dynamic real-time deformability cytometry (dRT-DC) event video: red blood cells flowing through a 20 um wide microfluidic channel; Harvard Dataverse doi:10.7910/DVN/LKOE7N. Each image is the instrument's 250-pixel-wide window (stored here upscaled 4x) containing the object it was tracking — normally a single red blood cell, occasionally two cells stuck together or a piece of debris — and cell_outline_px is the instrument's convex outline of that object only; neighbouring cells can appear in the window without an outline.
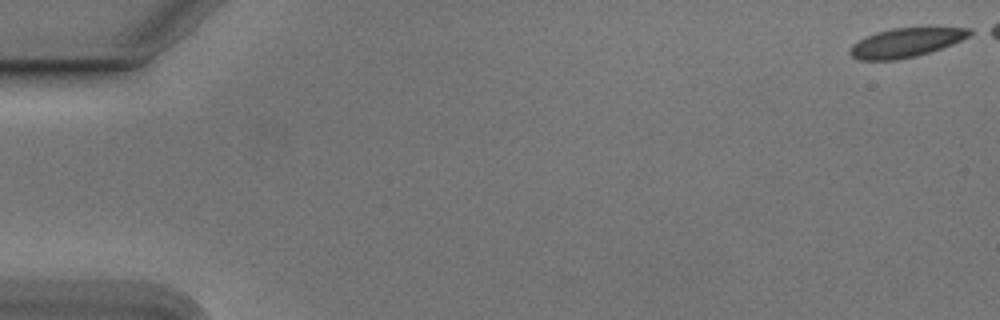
{"species": "Egyptian fruit bat (a non-hibernating species)", "species_latin": "Rousettus aegyptiacus", "temperature_condition": "cold", "stored_images_in_passage": 48, "camera_frame_rate_fps": 3000, "um_per_image_px": 0.085, "animal": {"sex": "male"}, "frame": {"image": 1, "passage_image": 1, "time_ms": 0.0, "image_size_px": [1000, 320], "cell_outline_px": [[976, 32], [952, 44], [916, 56], [896, 60], [860, 60], [852, 56], [848, 52], [852, 44], [876, 32], [892, 28], [972, 28]], "centroid_in_image_um": [76.99, 3.62], "position_along_channel_um": 8.0, "area_um2": 20.0}}
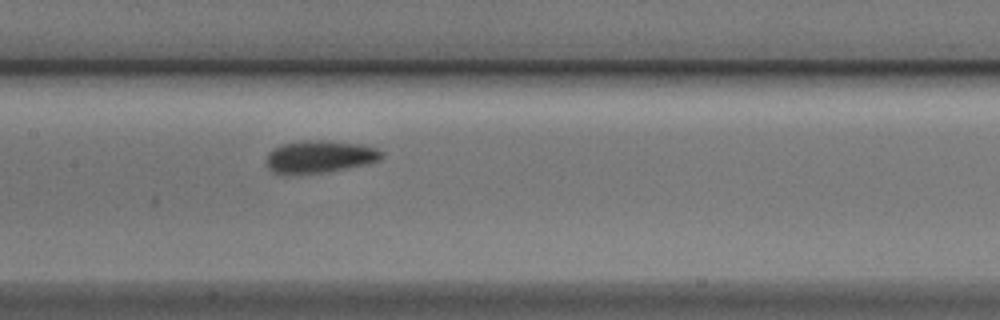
{"frame": {"image": 2, "passage_image": 27, "time_ms": 8.667, "image_size_px": [1000, 320], "cell_outline_px": [[384, 156], [380, 160], [364, 164], [324, 172], [284, 176], [272, 172], [268, 168], [264, 160], [268, 152], [280, 144], [308, 140], [320, 140], [360, 144], [376, 148], [384, 152]], "centroid_in_image_um": [27.09, 13.33], "position_along_channel_um": 180.3, "area_um2": 22.08}}
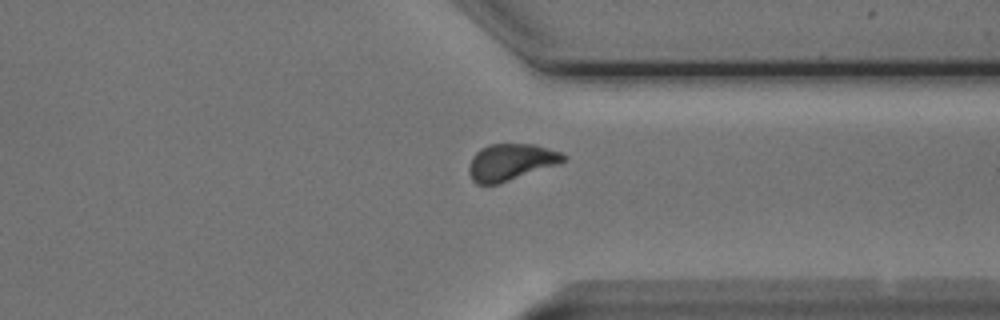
{"frame": {"image": 3, "passage_image": 42, "time_ms": 13.667, "image_size_px": [1000, 320], "cell_outline_px": [[568, 160], [496, 184], [476, 184], [472, 180], [468, 172], [468, 168], [472, 156], [480, 148], [488, 144], [536, 144], [560, 152], [568, 156]], "centroid_in_image_um": [43.39, 13.75], "position_along_channel_um": 368.0, "area_um2": 20.0}}